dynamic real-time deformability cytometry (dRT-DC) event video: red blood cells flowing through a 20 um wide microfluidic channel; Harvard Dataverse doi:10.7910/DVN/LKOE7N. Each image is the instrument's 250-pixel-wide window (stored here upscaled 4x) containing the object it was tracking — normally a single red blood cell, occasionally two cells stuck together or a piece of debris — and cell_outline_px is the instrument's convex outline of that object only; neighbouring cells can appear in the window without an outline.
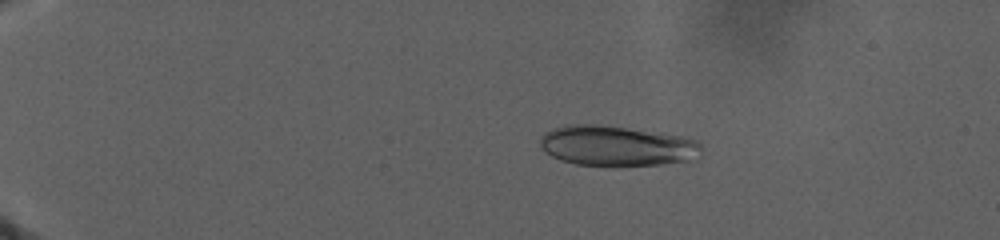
{"species": "human", "species_latin": "Homo sapiens", "temperature_condition": "warm", "stored_images_in_passage": 58, "camera_frame_rate_fps": 3000, "um_per_image_px": 0.085, "donor": {"sex": "male"}, "frame": {"image": 1, "passage_image": 14, "time_ms": 7.333, "image_size_px": [1000, 240], "cell_outline_px": [[700, 156], [696, 160], [660, 164], [612, 168], [576, 164], [560, 160], [552, 156], [540, 148], [540, 136], [544, 132], [564, 124], [596, 124], [660, 132], [680, 136], [696, 140], [700, 144]], "centroid_in_image_um": [52.4, 12.42], "position_along_channel_um": 32.6, "area_um2": 38.84}}
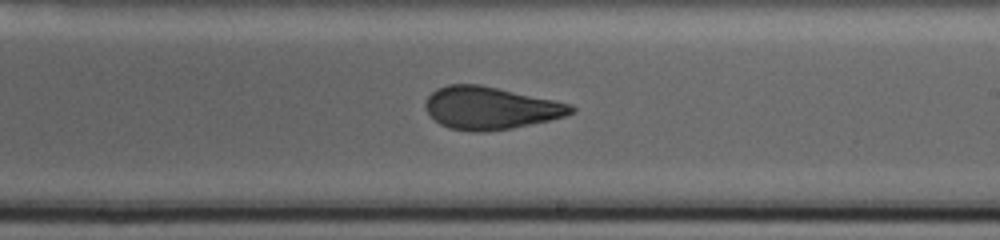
{"frame": {"image": 2, "passage_image": 37, "time_ms": 22.667, "image_size_px": [1000, 240], "cell_outline_px": [[576, 112], [564, 116], [548, 120], [512, 128], [484, 132], [472, 132], [448, 128], [440, 124], [428, 112], [424, 104], [428, 96], [436, 88], [448, 84], [480, 84], [572, 104], [576, 108]], "centroid_in_image_um": [41.68, 9.18], "position_along_channel_um": 247.3, "area_um2": 36.07}}
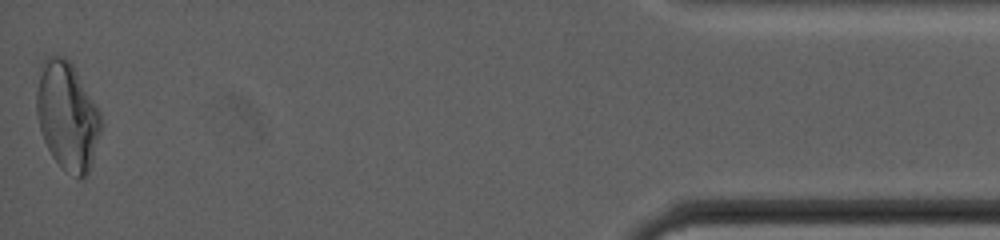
{"frame": {"image": 3, "passage_image": 58, "time_ms": 34.667, "image_size_px": [1000, 240], "cell_outline_px": [[100, 132], [92, 160], [88, 172], [80, 180], [60, 168], [52, 156], [44, 140], [36, 116], [36, 92], [40, 64], [48, 56], [64, 56], [72, 64], [100, 112]], "centroid_in_image_um": [5.68, 9.86], "position_along_channel_um": 429.5, "area_um2": 40.4}, "authors_computed_cell_mechanics": {"area_um2": 37.6278, "velocity_mm_per_s": 2.092, "shape_relaxation_time_tau1_ms": null, "shape_relaxation_time_tau2_ms": 1.8224, "deformation_change_tau1": null, "deformation_change_tau2": 0.0673}}